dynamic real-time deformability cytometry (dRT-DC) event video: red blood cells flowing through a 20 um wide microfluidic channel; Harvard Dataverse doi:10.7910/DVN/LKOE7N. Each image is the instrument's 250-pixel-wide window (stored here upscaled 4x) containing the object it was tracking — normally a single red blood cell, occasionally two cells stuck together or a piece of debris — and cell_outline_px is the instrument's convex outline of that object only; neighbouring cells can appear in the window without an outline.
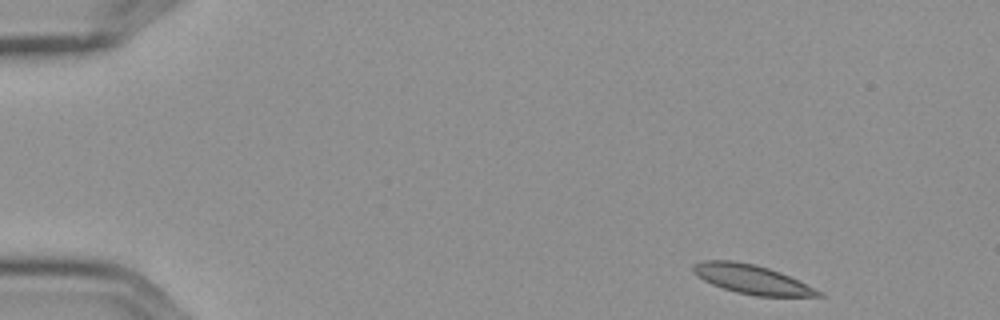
{"species": "Egyptian fruit bat (a non-hibernating species)", "species_latin": "Rousettus aegyptiacus", "temperature_condition": "cold", "stored_images_in_passage": 5, "segment_of_instrument_passage": [1, 2], "camera_frame_rate_fps": 3000, "um_per_image_px": 0.085, "frame": {"image": 1, "passage_image": 1, "time_ms": 0.0, "image_size_px": [1000, 320], "cell_outline_px": [[824, 296], [756, 296], [736, 292], [712, 284], [696, 276], [692, 272], [692, 264], [704, 260], [732, 260], [756, 264], [780, 272], [816, 288], [824, 292]], "centroid_in_image_um": [63.89, 23.73], "position_along_channel_um": 21.1, "area_um2": 21.33}}
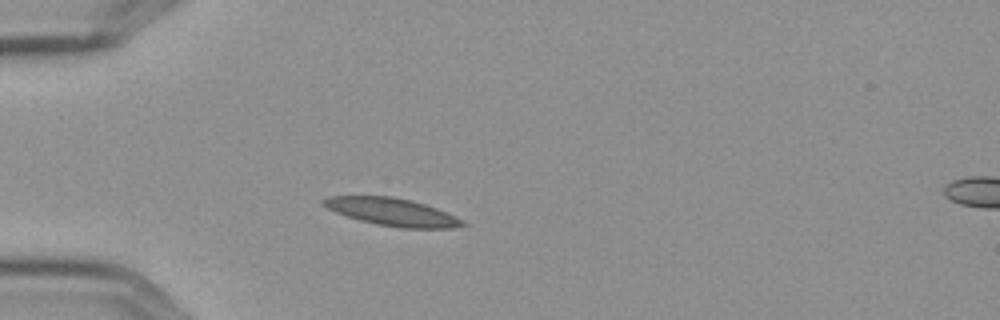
{"frame": {"image": 2, "passage_image": 4, "time_ms": 1.0, "image_size_px": [1000, 320], "cell_outline_px": [[468, 224], [452, 228], [400, 228], [376, 224], [360, 220], [336, 212], [320, 204], [320, 200], [328, 196], [392, 196], [412, 200], [436, 208], [464, 220]], "centroid_in_image_um": [33.32, 18.01], "position_along_channel_um": 51.7, "area_um2": 22.37}}